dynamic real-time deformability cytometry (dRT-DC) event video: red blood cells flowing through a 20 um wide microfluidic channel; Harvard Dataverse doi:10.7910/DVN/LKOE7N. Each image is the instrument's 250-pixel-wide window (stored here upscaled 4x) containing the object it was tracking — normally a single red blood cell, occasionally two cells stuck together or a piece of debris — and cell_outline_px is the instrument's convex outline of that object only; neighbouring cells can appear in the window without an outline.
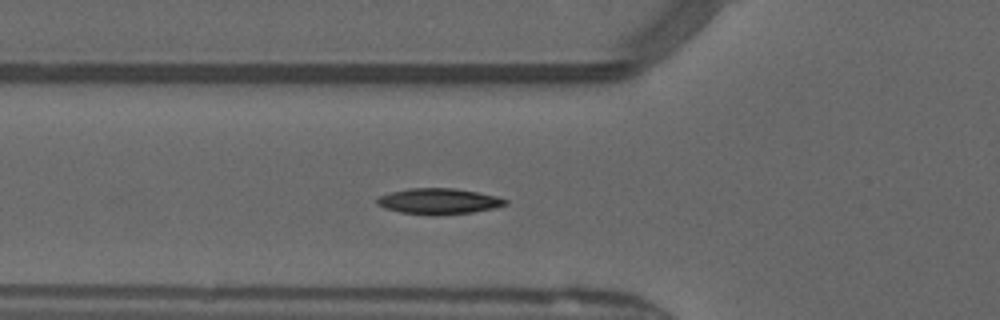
{"species": "common noctule bat (a hibernating species)", "species_latin": "Nyctalus noctula", "temperature_condition": "warm", "stored_images_in_passage": 37, "camera_frame_rate_fps": 3000, "um_per_image_px": 0.085, "animal": {"sex": "male", "forearm_length_mm": 52.5}, "frame": {"image": 1, "passage_image": 4, "time_ms": 1.0, "image_size_px": [1000, 320], "cell_outline_px": [[508, 204], [496, 208], [472, 212], [440, 216], [432, 216], [400, 212], [384, 208], [376, 204], [376, 200], [380, 196], [392, 192], [408, 188], [456, 188], [480, 192], [496, 196], [508, 200]], "centroid_in_image_um": [37.32, 17.12], "position_along_channel_um": 88.5, "area_um2": 19.65}}
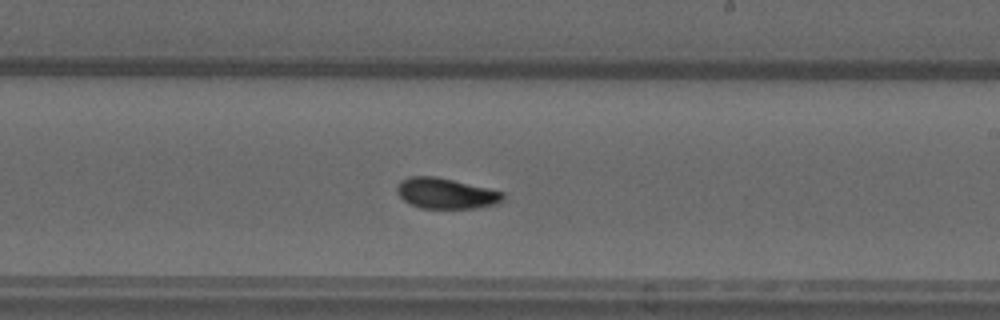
{"frame": {"image": 2, "passage_image": 16, "time_ms": 5.0, "image_size_px": [1000, 320], "cell_outline_px": [[504, 200], [496, 204], [476, 208], [420, 208], [408, 204], [396, 192], [396, 184], [400, 180], [408, 176], [436, 176], [488, 188], [504, 192]], "centroid_in_image_um": [37.86, 16.43], "position_along_channel_um": 251.1, "area_um2": 19.13}}
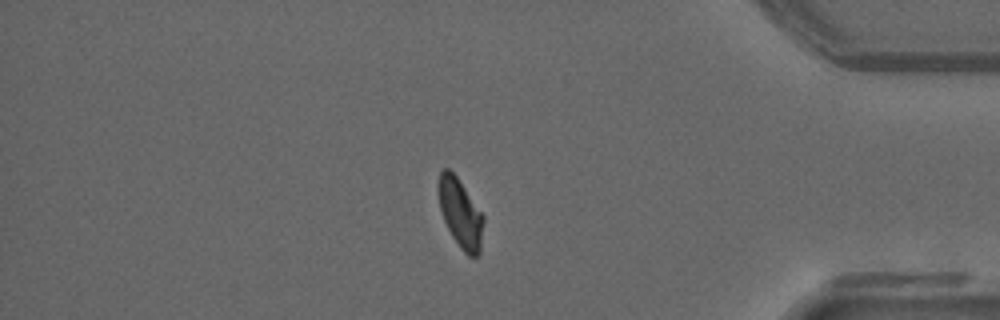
{"frame": {"image": 3, "passage_image": 29, "time_ms": 9.333, "image_size_px": [1000, 320], "cell_outline_px": [[484, 220], [480, 256], [468, 256], [460, 248], [452, 236], [444, 220], [440, 208], [436, 184], [440, 168], [448, 168], [456, 176], [484, 216]], "centroid_in_image_um": [39.11, 18.11], "position_along_channel_um": 396.1, "area_um2": 18.26}, "authors_computed_cell_mechanics": {"area_um2": 18.6116, "velocity_mm_per_s": 4.0627, "shape_relaxation_time_tau1_ms": 3.3945, "shape_relaxation_time_tau2_ms": 2.7632, "deformation_change_tau1": 0.1326, "deformation_change_tau2": 0.0717}}